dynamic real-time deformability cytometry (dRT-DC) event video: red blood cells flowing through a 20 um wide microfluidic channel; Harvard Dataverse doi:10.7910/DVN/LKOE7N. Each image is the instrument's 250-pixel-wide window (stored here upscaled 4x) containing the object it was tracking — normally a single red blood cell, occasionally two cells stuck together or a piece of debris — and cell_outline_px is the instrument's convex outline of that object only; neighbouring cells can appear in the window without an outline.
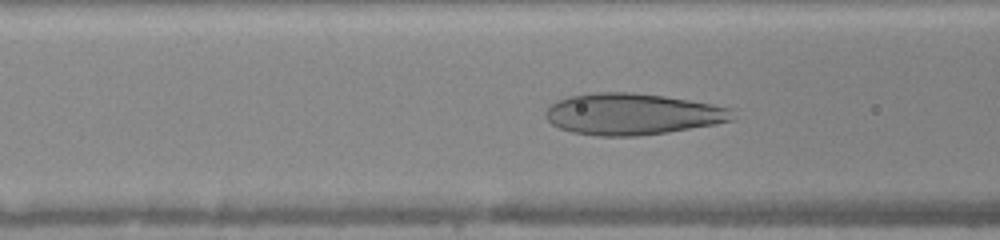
{"species": "human", "species_latin": "Homo sapiens", "temperature_condition": "warm", "stored_images_in_passage": 35, "camera_frame_rate_fps": 3000, "um_per_image_px": 0.085, "donor": {"sex": "female"}, "frame": {"image": 1, "passage_image": 12, "time_ms": 3.667, "image_size_px": [1000, 240], "cell_outline_px": [[736, 120], [716, 124], [668, 132], [636, 136], [596, 136], [572, 132], [560, 128], [552, 124], [544, 116], [544, 112], [552, 104], [560, 100], [572, 96], [596, 92], [632, 92], [664, 96], [712, 104], [732, 108]], "centroid_in_image_um": [53.78, 9.7], "position_along_channel_um": 112.8, "area_um2": 45.14}}
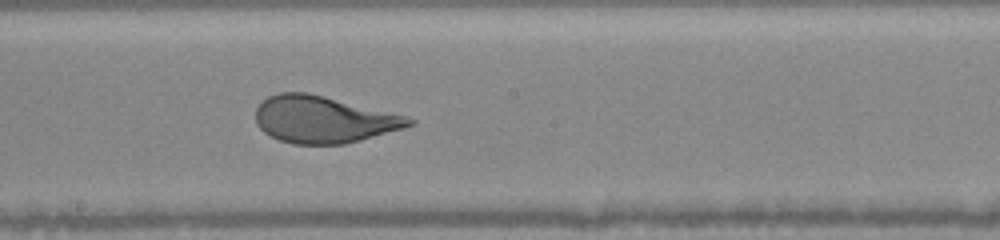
{"frame": {"image": 2, "passage_image": 20, "time_ms": 6.333, "image_size_px": [1000, 240], "cell_outline_px": [[416, 124], [404, 128], [360, 140], [344, 144], [292, 144], [280, 140], [264, 132], [256, 124], [256, 108], [268, 96], [280, 92], [308, 92], [408, 116], [416, 120]], "centroid_in_image_um": [27.52, 10.15], "position_along_channel_um": 220.7, "area_um2": 41.91}}
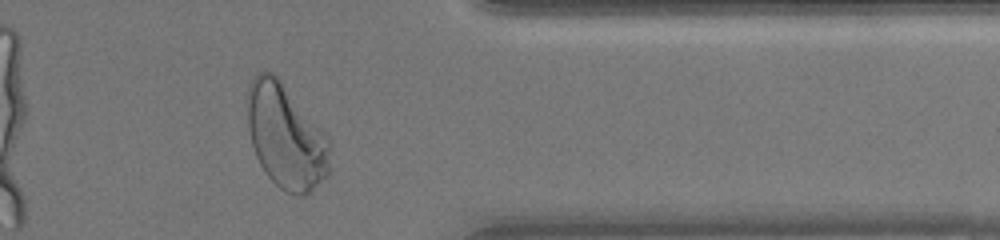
{"frame": {"image": 3, "passage_image": 33, "time_ms": 10.667, "image_size_px": [1000, 240], "cell_outline_px": [[332, 144], [328, 176], [304, 196], [300, 196], [288, 192], [280, 188], [264, 172], [256, 156], [252, 144], [248, 128], [248, 88], [256, 72], [272, 72], [280, 80], [328, 136]], "centroid_in_image_um": [24.32, 11.62], "position_along_channel_um": 387.1, "area_um2": 50.05}, "authors_computed_cell_mechanics": {"area_um2": 44.5638, "velocity_mm_per_s": 4.0403, "shape_relaxation_time_tau1_ms": 3.27, "shape_relaxation_time_tau2_ms": null, "deformation_change_tau1": 0.2048, "deformation_change_tau2": null}}